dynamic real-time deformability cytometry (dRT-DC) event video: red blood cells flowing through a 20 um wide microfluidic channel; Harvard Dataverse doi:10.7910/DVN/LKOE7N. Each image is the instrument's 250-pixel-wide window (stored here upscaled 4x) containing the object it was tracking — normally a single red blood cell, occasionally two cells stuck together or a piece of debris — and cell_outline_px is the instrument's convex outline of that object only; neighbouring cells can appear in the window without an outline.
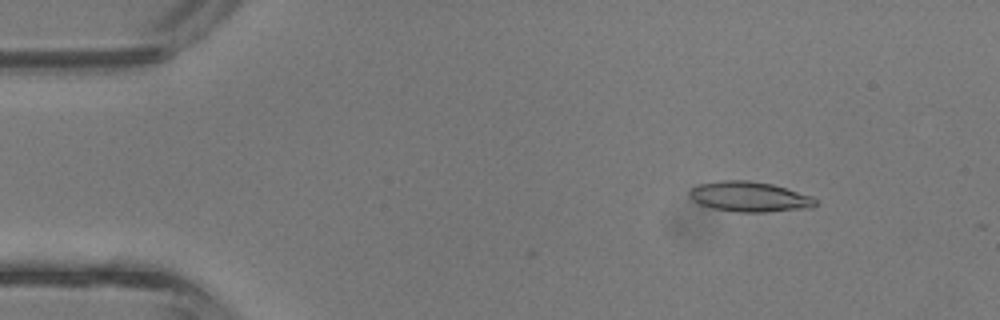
{"species": "common noctule bat (a hibernating species)", "species_latin": "Nyctalus noctula", "temperature_condition": "room temperature", "stored_images_in_passage": 7, "camera_frame_rate_fps": 3000, "um_per_image_px": 0.085, "animal": {"sex": "male", "body_mass_g": 13.3}, "frame": {"image": 1, "passage_image": 5, "time_ms": 1.333, "image_size_px": [1000, 320], "cell_outline_px": [[816, 204], [812, 208], [768, 212], [736, 212], [712, 208], [700, 204], [692, 200], [688, 196], [688, 192], [692, 188], [700, 184], [724, 180], [748, 180], [772, 184], [812, 196], [816, 200]], "centroid_in_image_um": [63.7, 16.73], "position_along_channel_um": 21.3, "area_um2": 22.2}}